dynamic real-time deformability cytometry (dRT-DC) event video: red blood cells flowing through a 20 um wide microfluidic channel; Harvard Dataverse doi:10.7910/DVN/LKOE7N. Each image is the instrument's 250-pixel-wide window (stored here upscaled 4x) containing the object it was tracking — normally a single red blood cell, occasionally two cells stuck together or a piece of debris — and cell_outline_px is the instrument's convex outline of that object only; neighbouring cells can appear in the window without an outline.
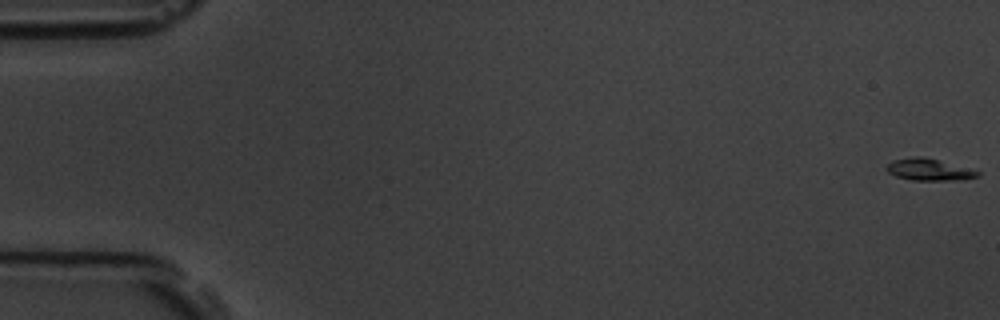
{"species": "common noctule bat (a hibernating species)", "species_latin": "Nyctalus noctula", "temperature_condition": "room temperature", "stored_images_in_passage": 6, "camera_frame_rate_fps": 3000, "um_per_image_px": 0.085, "animal": {"sex": "male", "body_mass_g": 19.5, "forearm_length_mm": 54.6}, "frame": {"image": 1, "passage_image": 1, "time_ms": 0.0, "image_size_px": [1000, 320], "cell_outline_px": [[980, 176], [964, 180], [912, 180], [896, 176], [888, 172], [884, 168], [892, 160], [912, 156], [920, 156], [936, 160], [980, 172]], "centroid_in_image_um": [78.91, 14.42], "position_along_channel_um": 6.1, "area_um2": 11.39}}
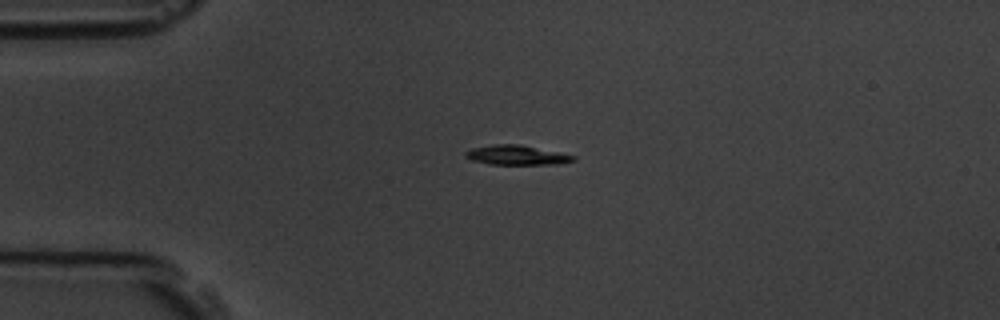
{"frame": {"image": 2, "passage_image": 5, "time_ms": 4.333, "image_size_px": [1000, 320], "cell_outline_px": [[576, 160], [556, 164], [488, 164], [472, 160], [464, 156], [464, 152], [472, 148], [496, 144], [520, 144], [576, 156]], "centroid_in_image_um": [43.89, 13.18], "position_along_channel_um": 41.1, "area_um2": 12.2}}